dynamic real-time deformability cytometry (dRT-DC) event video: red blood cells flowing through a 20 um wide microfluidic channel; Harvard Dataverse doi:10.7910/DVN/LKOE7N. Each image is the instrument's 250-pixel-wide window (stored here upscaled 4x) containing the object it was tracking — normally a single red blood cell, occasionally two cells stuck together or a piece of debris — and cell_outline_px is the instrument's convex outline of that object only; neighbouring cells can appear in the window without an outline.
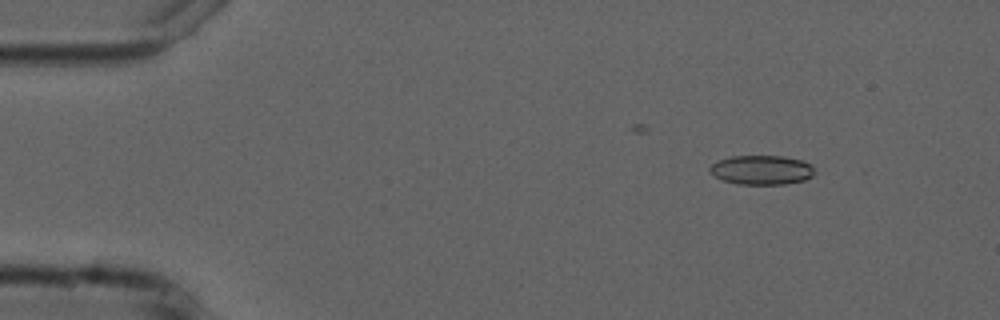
{"species": "common noctule bat (a hibernating species)", "species_latin": "Nyctalus noctula", "temperature_condition": "cold", "stored_images_in_passage": 8, "camera_frame_rate_fps": 3000, "um_per_image_px": 0.085, "animal": {"sex": "male", "forearm_length_mm": 52.5}, "frame": {"image": 1, "passage_image": 1, "time_ms": 0.0, "image_size_px": [1000, 320], "cell_outline_px": [[816, 172], [812, 176], [804, 180], [784, 184], [736, 184], [724, 180], [716, 176], [708, 168], [716, 160], [732, 156], [784, 156], [800, 160], [812, 164]], "centroid_in_image_um": [64.76, 14.44], "position_along_channel_um": 20.2, "area_um2": 17.92}}
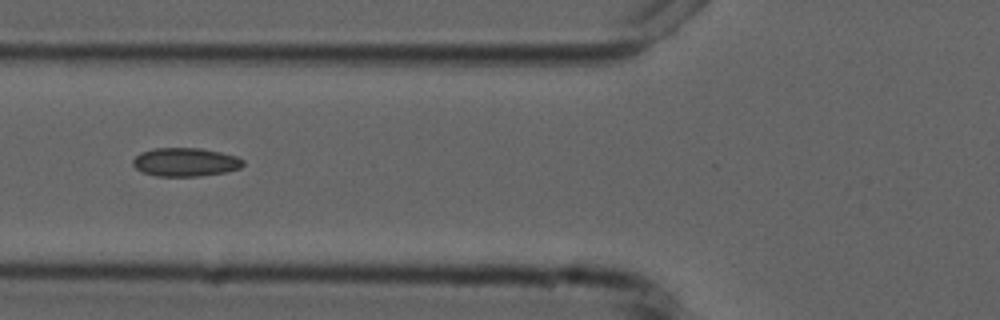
{"frame": {"image": 2, "passage_image": 5, "time_ms": 4.667, "image_size_px": [1000, 320], "cell_outline_px": [[244, 164], [240, 168], [224, 172], [200, 176], [156, 176], [144, 172], [136, 168], [132, 164], [132, 160], [140, 152], [152, 148], [200, 148], [220, 152], [236, 156], [244, 160]], "centroid_in_image_um": [15.74, 13.77], "position_along_channel_um": 110.1, "area_um2": 18.32}}
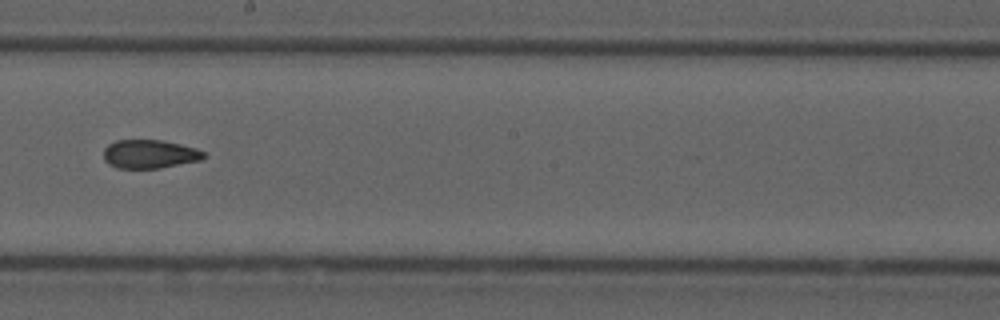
{"frame": {"image": 3, "passage_image": 8, "time_ms": 8.0, "image_size_px": [1000, 320], "cell_outline_px": [[208, 156], [200, 160], [160, 168], [116, 168], [108, 164], [104, 160], [104, 148], [108, 144], [116, 140], [160, 140], [180, 144], [196, 148], [204, 152]], "centroid_in_image_um": [12.71, 13.09], "position_along_channel_um": 235.5, "area_um2": 16.76}}